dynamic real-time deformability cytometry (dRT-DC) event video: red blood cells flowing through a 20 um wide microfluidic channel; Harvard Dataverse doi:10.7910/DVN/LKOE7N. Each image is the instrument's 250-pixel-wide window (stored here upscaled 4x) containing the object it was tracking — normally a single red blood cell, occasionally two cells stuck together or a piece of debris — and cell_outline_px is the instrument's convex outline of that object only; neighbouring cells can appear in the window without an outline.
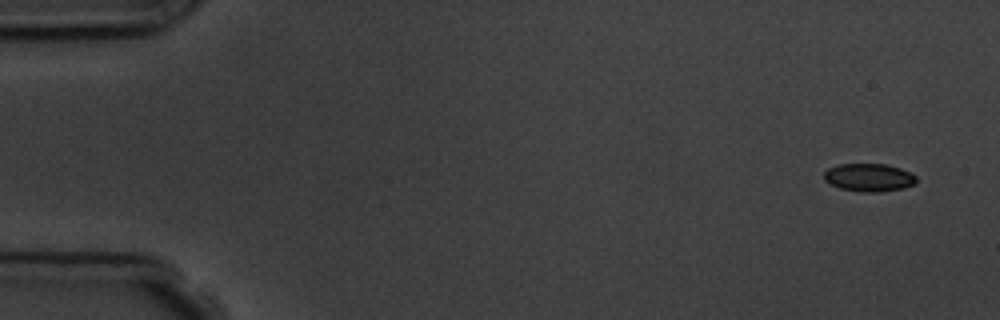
{"species": "common noctule bat (a hibernating species)", "species_latin": "Nyctalus noctula", "temperature_condition": "room temperature", "stored_images_in_passage": 5, "camera_frame_rate_fps": 3000, "um_per_image_px": 0.085, "animal": {"sex": "male", "body_mass_g": 19.5, "forearm_length_mm": 54.6}, "frame": {"image": 1, "passage_image": 1, "time_ms": 0.0, "image_size_px": [1000, 320], "cell_outline_px": [[916, 184], [904, 188], [880, 192], [860, 192], [840, 188], [828, 184], [824, 180], [824, 172], [828, 168], [840, 164], [884, 164], [900, 168], [916, 176]], "centroid_in_image_um": [73.84, 15.1], "position_along_channel_um": 11.2, "area_um2": 15.14}}